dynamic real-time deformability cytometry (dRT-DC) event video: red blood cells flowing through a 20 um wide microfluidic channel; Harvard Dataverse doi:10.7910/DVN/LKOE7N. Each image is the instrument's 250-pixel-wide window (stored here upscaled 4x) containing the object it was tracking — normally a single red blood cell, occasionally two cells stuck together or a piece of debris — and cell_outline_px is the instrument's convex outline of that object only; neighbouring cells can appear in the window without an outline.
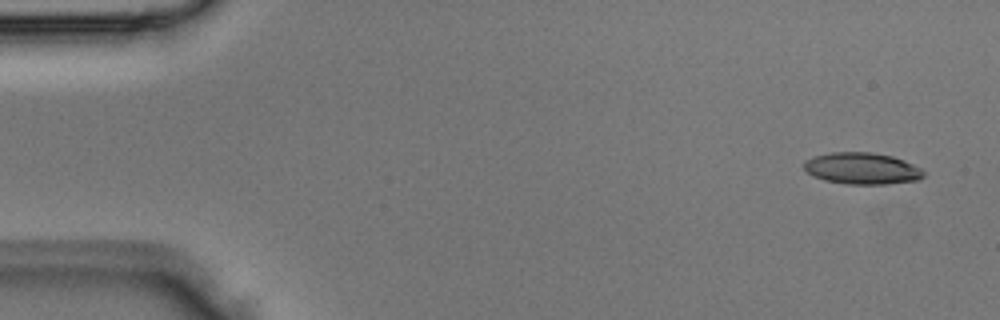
{"species": "Egyptian fruit bat (a non-hibernating species)", "species_latin": "Rousettus aegyptiacus", "temperature_condition": "room temperature", "stored_images_in_passage": 4, "camera_frame_rate_fps": 3000, "um_per_image_px": 0.085, "animal": {"sex": "male"}, "frame": {"image": 1, "passage_image": 1, "time_ms": 0.0, "image_size_px": [1000, 320], "cell_outline_px": [[924, 176], [916, 180], [884, 184], [844, 184], [824, 180], [812, 176], [804, 168], [804, 160], [812, 156], [832, 152], [872, 152], [892, 156], [904, 160], [920, 168], [924, 172]], "centroid_in_image_um": [73.23, 14.31], "position_along_channel_um": 11.8, "area_um2": 22.08}}
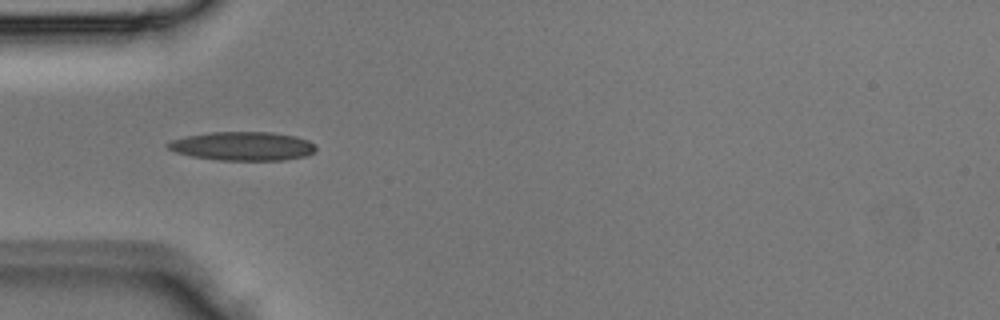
{"frame": {"image": 2, "passage_image": 4, "time_ms": 1.0, "image_size_px": [1000, 320], "cell_outline_px": [[316, 148], [312, 152], [304, 156], [284, 160], [220, 160], [192, 156], [176, 152], [168, 148], [164, 144], [172, 140], [188, 136], [212, 132], [272, 132], [296, 136], [308, 140], [316, 144]], "centroid_in_image_um": [20.64, 12.42], "position_along_channel_um": 64.4, "area_um2": 24.68}}